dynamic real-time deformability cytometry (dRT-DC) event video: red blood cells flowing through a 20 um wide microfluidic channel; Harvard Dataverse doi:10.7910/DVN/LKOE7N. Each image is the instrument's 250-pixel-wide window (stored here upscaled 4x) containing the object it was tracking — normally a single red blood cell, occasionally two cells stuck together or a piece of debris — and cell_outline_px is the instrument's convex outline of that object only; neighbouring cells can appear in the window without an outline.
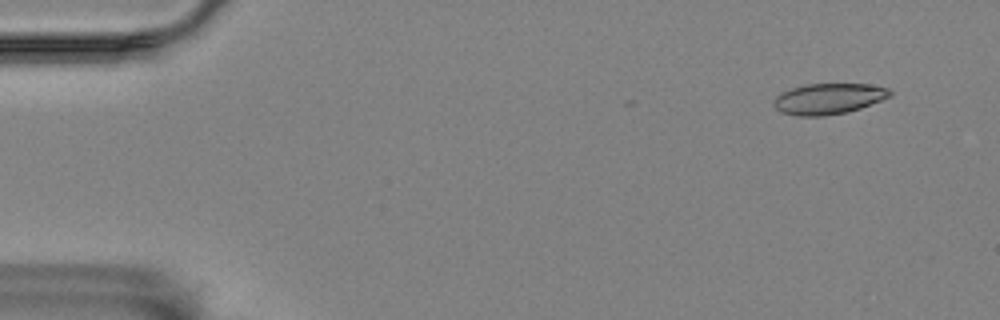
{"species": "Egyptian fruit bat (a non-hibernating species)", "species_latin": "Rousettus aegyptiacus", "temperature_condition": "room temperature", "stored_images_in_passage": 3, "camera_frame_rate_fps": 3000, "um_per_image_px": 0.085, "animal": {"sex": "female"}, "frame": {"image": 1, "passage_image": 1, "time_ms": 0.0, "image_size_px": [1000, 320], "cell_outline_px": [[892, 96], [860, 108], [844, 112], [824, 116], [800, 116], [784, 112], [776, 108], [772, 104], [772, 100], [776, 96], [792, 88], [808, 84], [868, 84], [888, 88], [892, 92]], "centroid_in_image_um": [70.44, 8.39], "position_along_channel_um": 14.6, "area_um2": 20.63}}